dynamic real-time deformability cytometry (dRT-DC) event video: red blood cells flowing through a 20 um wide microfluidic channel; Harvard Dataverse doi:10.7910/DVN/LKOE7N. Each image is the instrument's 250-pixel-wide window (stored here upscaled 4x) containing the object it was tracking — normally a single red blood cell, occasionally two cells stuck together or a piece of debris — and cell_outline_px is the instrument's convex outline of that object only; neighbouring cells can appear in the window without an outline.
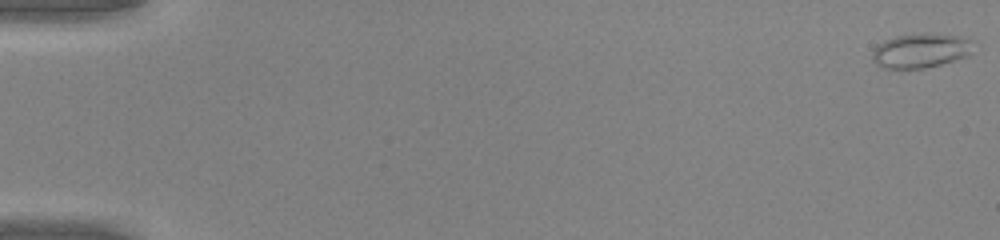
{"species": "common noctule bat (a hibernating species)", "species_latin": "Nyctalus noctula", "temperature_condition": "warm", "stored_images_in_passage": 50, "camera_frame_rate_fps": 3000, "um_per_image_px": 0.085, "animal": {"sex": "male", "body_mass_g": 20.0, "forearm_length_mm": 53.3}, "frame": {"image": 1, "passage_image": 1, "time_ms": 0.0, "image_size_px": [1000, 240], "cell_outline_px": [[972, 40], [968, 56], [940, 64], [924, 68], [884, 68], [876, 64], [872, 60], [872, 52], [884, 40], [896, 36], [924, 32], [932, 32], [960, 36]], "centroid_in_image_um": [78.25, 4.28], "position_along_channel_um": 6.8, "area_um2": 20.23}}
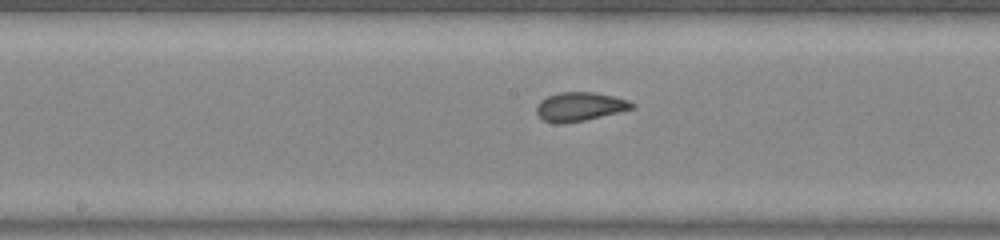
{"frame": {"image": 2, "passage_image": 27, "time_ms": 8.667, "image_size_px": [1000, 240], "cell_outline_px": [[636, 108], [584, 120], [564, 124], [556, 124], [544, 120], [536, 112], [536, 104], [540, 100], [548, 96], [560, 92], [596, 92], [628, 100], [636, 104]], "centroid_in_image_um": [49.28, 9.06], "position_along_channel_um": 198.9, "area_um2": 16.13}}
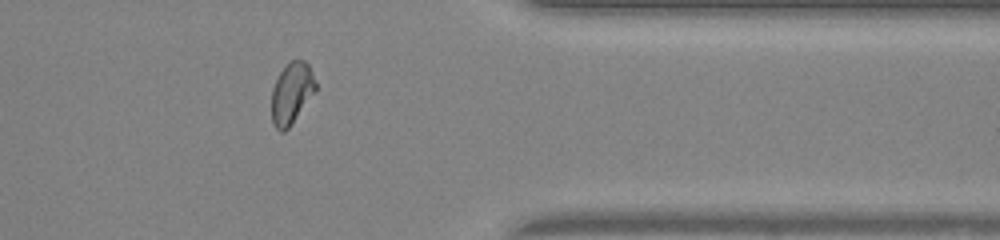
{"frame": {"image": 3, "passage_image": 41, "time_ms": 13.333, "image_size_px": [1000, 240], "cell_outline_px": [[316, 88], [288, 128], [284, 132], [280, 132], [276, 128], [272, 120], [272, 88], [280, 72], [292, 60], [304, 60], [308, 64], [312, 72], [316, 84]], "centroid_in_image_um": [24.77, 7.91], "position_along_channel_um": 386.6, "area_um2": 15.2}}